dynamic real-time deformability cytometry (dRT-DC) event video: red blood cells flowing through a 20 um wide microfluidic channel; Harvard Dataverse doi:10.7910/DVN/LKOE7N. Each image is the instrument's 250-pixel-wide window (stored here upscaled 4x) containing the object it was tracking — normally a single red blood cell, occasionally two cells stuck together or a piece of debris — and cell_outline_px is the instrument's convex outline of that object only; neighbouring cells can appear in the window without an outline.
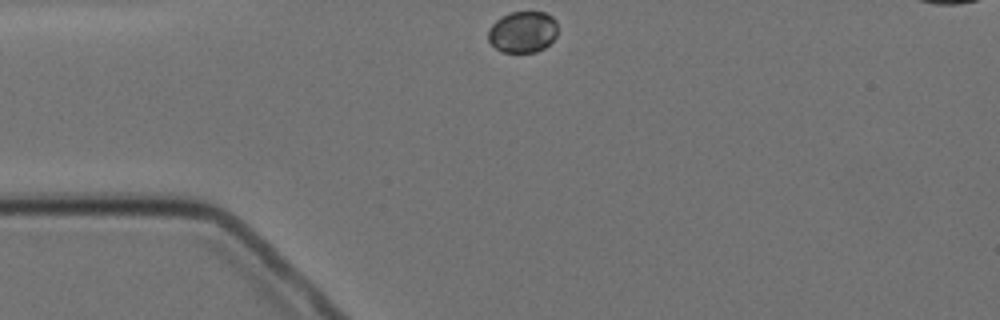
{"species": "Egyptian fruit bat (a non-hibernating species)", "species_latin": "Rousettus aegyptiacus", "temperature_condition": "cold", "stored_images_in_passage": 7, "camera_frame_rate_fps": 3000, "um_per_image_px": 0.085, "animal": {"sex": "female"}, "frame": {"image": 1, "passage_image": 1, "time_ms": 0.0, "image_size_px": [1000, 320], "cell_outline_px": [[556, 36], [544, 48], [536, 52], [504, 52], [496, 48], [488, 40], [488, 32], [492, 24], [496, 20], [512, 12], [544, 12], [552, 16], [556, 20]], "centroid_in_image_um": [44.44, 2.71], "position_along_channel_um": 40.6, "area_um2": 16.59}}
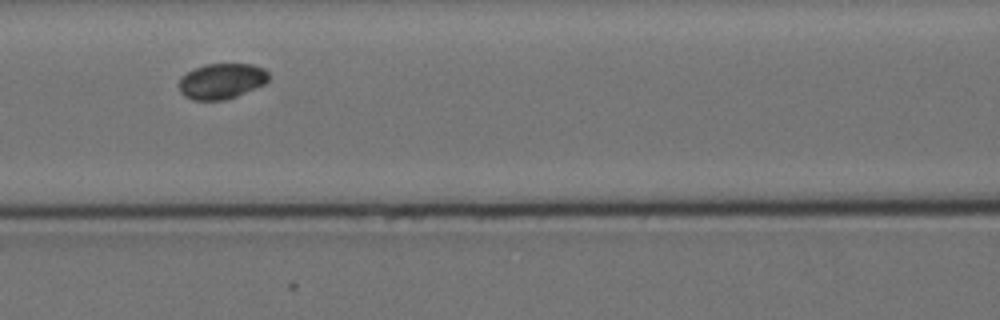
{"frame": {"image": 2, "passage_image": 4, "time_ms": 3.667, "image_size_px": [1000, 320], "cell_outline_px": [[268, 80], [264, 84], [236, 96], [224, 100], [192, 100], [184, 96], [180, 92], [180, 76], [196, 68], [208, 64], [252, 64], [264, 68], [268, 72]], "centroid_in_image_um": [18.83, 6.9], "position_along_channel_um": 147.8, "area_um2": 18.44}}
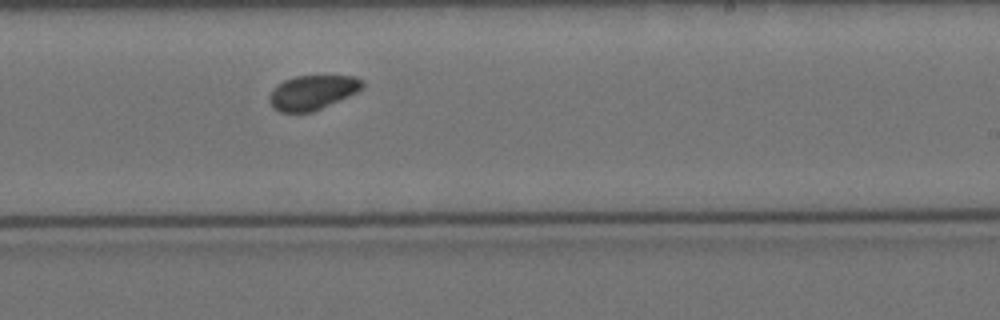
{"frame": {"image": 3, "passage_image": 7, "time_ms": 7.0, "image_size_px": [1000, 320], "cell_outline_px": [[364, 88], [348, 96], [312, 112], [280, 112], [272, 108], [268, 100], [268, 96], [284, 80], [296, 76], [356, 76], [364, 80]], "centroid_in_image_um": [26.57, 7.86], "position_along_channel_um": 262.4, "area_um2": 18.55}}